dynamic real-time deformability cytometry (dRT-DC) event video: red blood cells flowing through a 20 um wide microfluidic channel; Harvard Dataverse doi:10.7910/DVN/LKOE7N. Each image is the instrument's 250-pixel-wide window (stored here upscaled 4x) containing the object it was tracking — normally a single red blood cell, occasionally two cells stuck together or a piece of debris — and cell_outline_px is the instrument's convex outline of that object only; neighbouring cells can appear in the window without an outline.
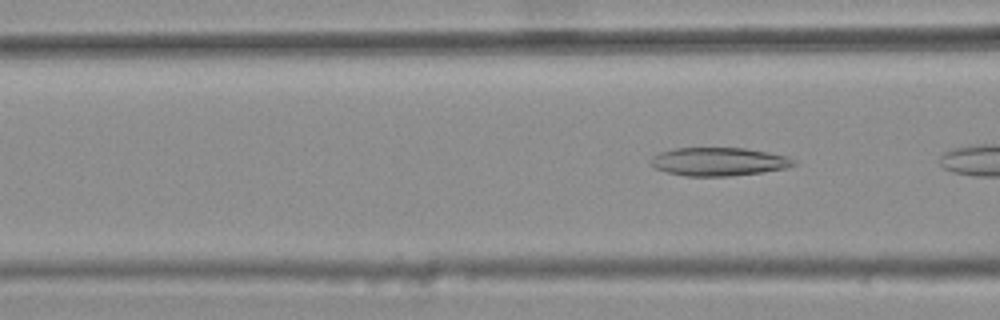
{"species": "common noctule bat (a hibernating species)", "species_latin": "Nyctalus noctula", "temperature_condition": "warm", "stored_images_in_passage": 3, "camera_frame_rate_fps": 3000, "um_per_image_px": 0.085, "animal": {"sex": "female", "body_mass_g": 25.1}, "frame": {"image": 1, "passage_image": 3, "time_ms": 0.667, "image_size_px": [1000, 320], "cell_outline_px": [[796, 164], [784, 168], [760, 172], [728, 176], [684, 176], [668, 172], [656, 168], [652, 164], [652, 156], [660, 152], [676, 148], [744, 148], [768, 152], [788, 156], [796, 160]], "centroid_in_image_um": [61.11, 13.73], "position_along_channel_um": 105.5, "area_um2": 23.35}}